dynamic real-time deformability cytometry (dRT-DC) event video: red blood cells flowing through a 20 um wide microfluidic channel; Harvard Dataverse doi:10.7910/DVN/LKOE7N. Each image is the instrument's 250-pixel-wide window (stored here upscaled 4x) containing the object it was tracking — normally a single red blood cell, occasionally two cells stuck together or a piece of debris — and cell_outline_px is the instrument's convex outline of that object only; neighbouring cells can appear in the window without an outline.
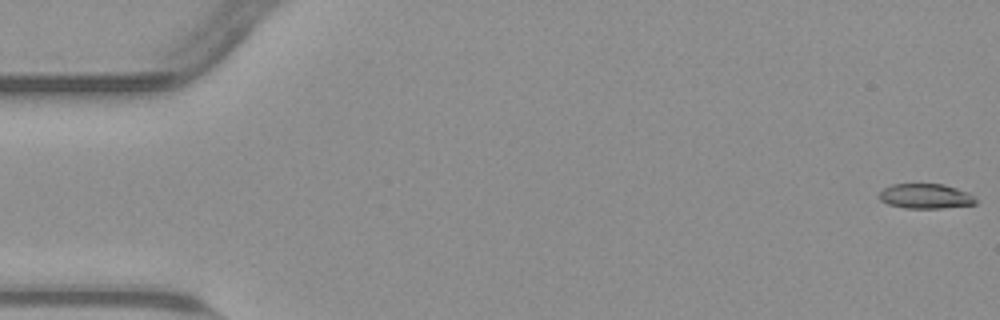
{"species": "common noctule bat (a hibernating species)", "species_latin": "Nyctalus noctula", "temperature_condition": "warm", "stored_images_in_passage": 53, "camera_frame_rate_fps": 3000, "um_per_image_px": 0.085, "animal": {"sex": "male", "body_mass_g": 23.1, "forearm_length_mm": 52.7}, "frame": {"image": 1, "passage_image": 1, "time_ms": 0.0, "image_size_px": [1000, 320], "cell_outline_px": [[976, 204], [940, 208], [904, 208], [888, 204], [880, 200], [880, 192], [884, 188], [892, 184], [944, 184], [968, 192], [976, 200]], "centroid_in_image_um": [78.66, 16.67], "position_along_channel_um": 6.3, "area_um2": 13.87}}
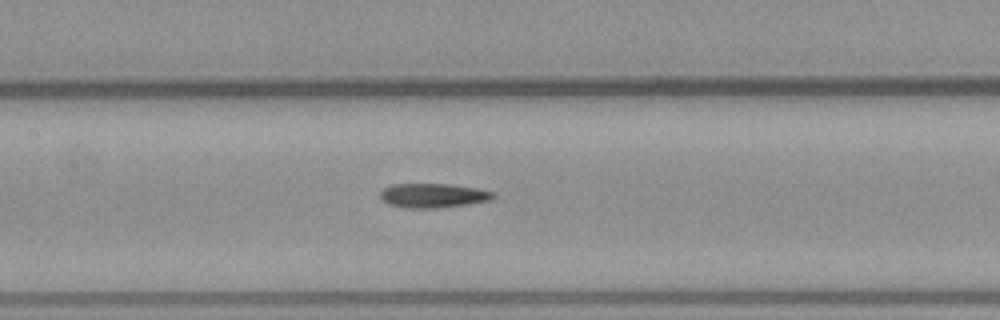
{"frame": {"image": 2, "passage_image": 26, "time_ms": 8.333, "image_size_px": [1000, 320], "cell_outline_px": [[496, 196], [492, 200], [468, 204], [440, 208], [408, 208], [388, 204], [380, 200], [380, 192], [384, 188], [392, 184], [448, 184], [476, 188], [496, 192]], "centroid_in_image_um": [36.83, 16.62], "position_along_channel_um": 170.6, "area_um2": 16.18}}
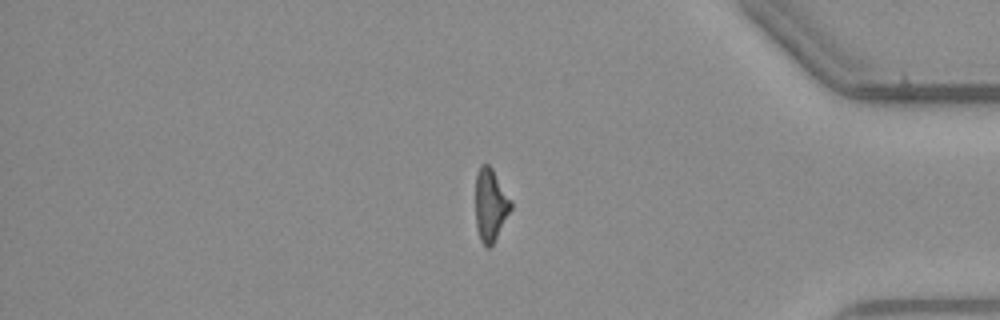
{"frame": {"image": 3, "passage_image": 46, "time_ms": 15.0, "image_size_px": [1000, 320], "cell_outline_px": [[512, 208], [492, 244], [488, 248], [484, 248], [480, 240], [476, 224], [476, 176], [480, 164], [488, 164], [492, 168], [512, 200]], "centroid_in_image_um": [41.69, 17.41], "position_along_channel_um": 393.5, "area_um2": 14.91}, "authors_computed_cell_mechanics": {"area_um2": 15.606, "velocity_mm_per_s": 3.8073, "shape_relaxation_time_tau1_ms": 6.8649, "shape_relaxation_time_tau2_ms": 2.9439, "deformation_change_tau1": 0.2342, "deformation_change_tau2": 0.1434}}